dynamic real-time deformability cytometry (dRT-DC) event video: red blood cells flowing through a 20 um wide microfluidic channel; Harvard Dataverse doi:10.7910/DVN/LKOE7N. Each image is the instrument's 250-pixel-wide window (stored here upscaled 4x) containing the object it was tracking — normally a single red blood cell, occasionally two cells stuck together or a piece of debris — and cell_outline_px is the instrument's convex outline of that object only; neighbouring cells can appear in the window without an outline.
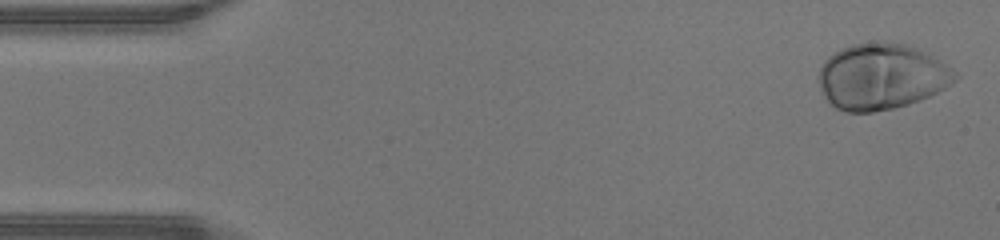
{"species": "human", "species_latin": "Homo sapiens", "temperature_condition": "warm", "stored_images_in_passage": 11, "camera_frame_rate_fps": 3000, "um_per_image_px": 0.085, "donor": {"sex": "male"}, "frame": {"image": 1, "passage_image": 1, "time_ms": 0.0, "image_size_px": [1000, 240], "cell_outline_px": [[960, 76], [952, 84], [920, 100], [908, 104], [892, 108], [872, 112], [844, 112], [828, 104], [820, 88], [820, 64], [828, 56], [840, 48], [852, 44], [880, 40], [888, 40], [908, 44], [940, 60], [952, 68]], "centroid_in_image_um": [74.91, 6.48], "position_along_channel_um": 10.1, "area_um2": 53.0}}